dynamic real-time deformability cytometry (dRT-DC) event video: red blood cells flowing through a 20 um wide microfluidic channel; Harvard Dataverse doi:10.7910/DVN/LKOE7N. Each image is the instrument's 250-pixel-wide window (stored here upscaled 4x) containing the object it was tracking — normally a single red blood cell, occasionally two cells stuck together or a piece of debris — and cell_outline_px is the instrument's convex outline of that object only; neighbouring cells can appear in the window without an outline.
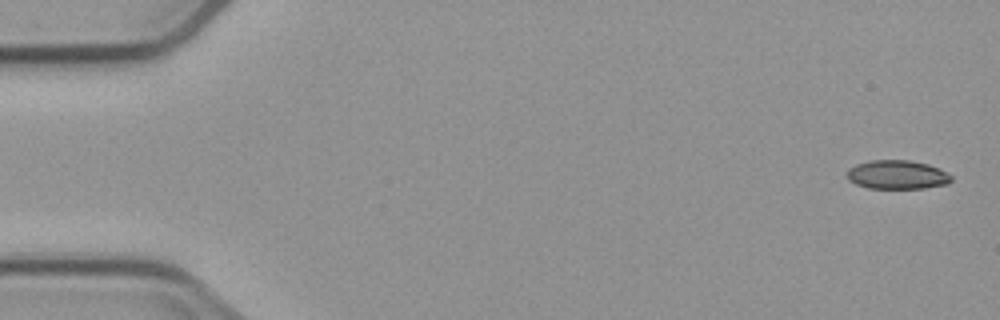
{"species": "common noctule bat (a hibernating species)", "species_latin": "Nyctalus noctula", "temperature_condition": "cold", "stored_images_in_passage": 4, "camera_frame_rate_fps": 3000, "um_per_image_px": 0.085, "animal": {"sex": "male", "body_mass_g": 23.1, "forearm_length_mm": 52.7}, "frame": {"image": 1, "passage_image": 1, "time_ms": 0.0, "image_size_px": [1000, 320], "cell_outline_px": [[952, 180], [948, 184], [924, 188], [868, 188], [856, 184], [848, 180], [848, 168], [856, 164], [868, 160], [908, 160], [928, 164], [952, 176]], "centroid_in_image_um": [76.23, 14.85], "position_along_channel_um": 8.8, "area_um2": 17.46}}
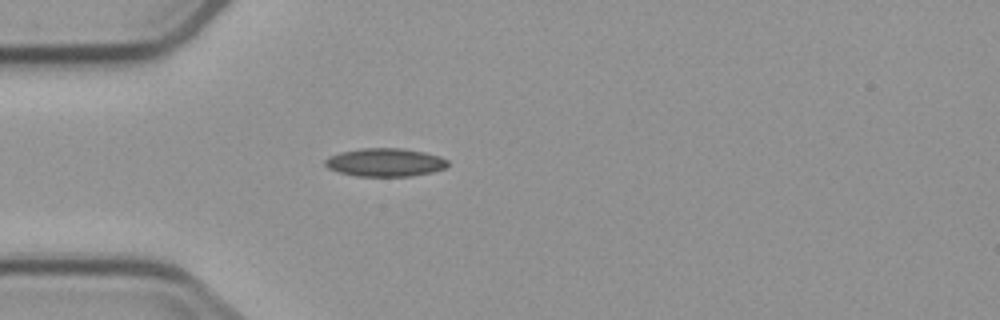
{"frame": {"image": 2, "passage_image": 4, "time_ms": 4.667, "image_size_px": [1000, 320], "cell_outline_px": [[448, 164], [444, 168], [432, 172], [412, 176], [356, 176], [340, 172], [328, 168], [324, 164], [324, 160], [328, 156], [340, 152], [360, 148], [400, 148], [424, 152], [440, 156], [448, 160]], "centroid_in_image_um": [32.72, 13.79], "position_along_channel_um": 52.3, "area_um2": 20.23}}